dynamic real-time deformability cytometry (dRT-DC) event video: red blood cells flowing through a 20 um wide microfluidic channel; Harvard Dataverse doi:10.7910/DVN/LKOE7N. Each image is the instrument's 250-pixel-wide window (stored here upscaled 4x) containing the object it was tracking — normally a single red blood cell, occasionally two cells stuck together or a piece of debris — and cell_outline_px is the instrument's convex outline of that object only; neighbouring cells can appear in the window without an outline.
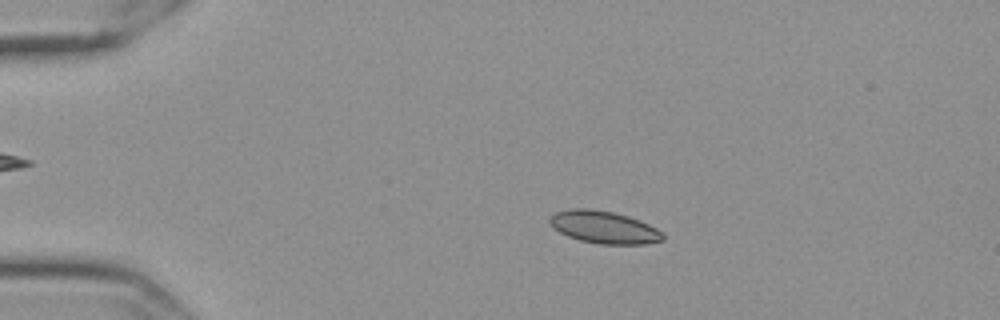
{"species": "Egyptian fruit bat (a non-hibernating species)", "species_latin": "Rousettus aegyptiacus", "temperature_condition": "cold", "stored_images_in_passage": 58, "camera_frame_rate_fps": 3000, "um_per_image_px": 0.085, "frame": {"image": 1, "passage_image": 12, "time_ms": 3.667, "image_size_px": [1000, 320], "cell_outline_px": [[664, 240], [644, 244], [600, 244], [580, 240], [568, 236], [552, 228], [548, 220], [556, 212], [568, 208], [588, 208], [612, 212], [628, 216], [648, 224], [664, 232]], "centroid_in_image_um": [51.33, 19.31], "position_along_channel_um": 33.7, "area_um2": 21.39}}
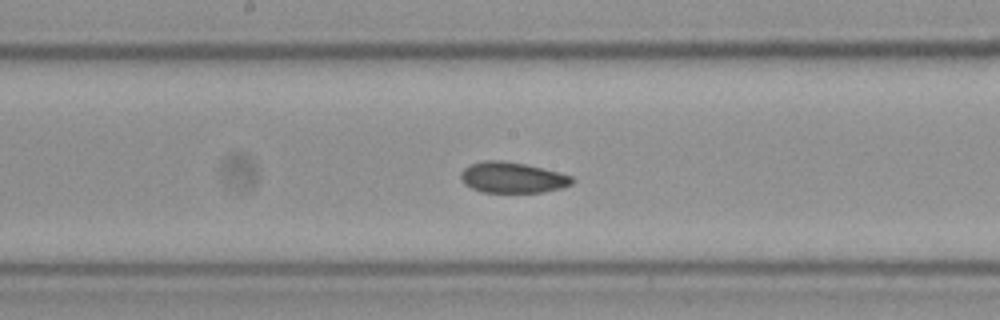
{"frame": {"image": 2, "passage_image": 31, "time_ms": 10.0, "image_size_px": [1000, 320], "cell_outline_px": [[576, 180], [572, 184], [560, 188], [544, 192], [480, 192], [464, 184], [460, 180], [460, 172], [464, 168], [472, 164], [484, 160], [500, 160], [524, 164], [572, 176]], "centroid_in_image_um": [43.52, 15.1], "position_along_channel_um": 204.7, "area_um2": 19.88}}
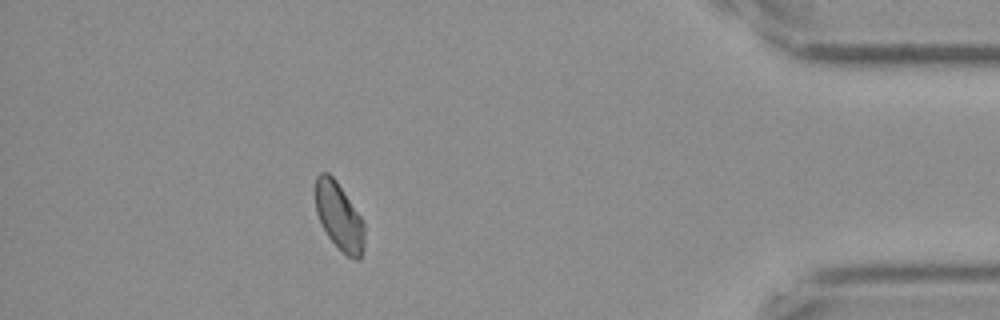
{"frame": {"image": 3, "passage_image": 52, "time_ms": 17.0, "image_size_px": [1000, 320], "cell_outline_px": [[364, 248], [360, 260], [356, 260], [348, 256], [328, 236], [316, 212], [316, 176], [320, 172], [328, 172], [336, 180], [360, 216], [364, 224]], "centroid_in_image_um": [28.84, 18.39], "position_along_channel_um": 406.4, "area_um2": 18.9}, "authors_computed_cell_mechanics": {"area_um2": 20.519, "velocity_mm_per_s": 3.5172, "shape_relaxation_time_tau1_ms": null, "shape_relaxation_time_tau2_ms": 1.8868, "deformation_change_tau1": null, "deformation_change_tau2": 0.0416}}